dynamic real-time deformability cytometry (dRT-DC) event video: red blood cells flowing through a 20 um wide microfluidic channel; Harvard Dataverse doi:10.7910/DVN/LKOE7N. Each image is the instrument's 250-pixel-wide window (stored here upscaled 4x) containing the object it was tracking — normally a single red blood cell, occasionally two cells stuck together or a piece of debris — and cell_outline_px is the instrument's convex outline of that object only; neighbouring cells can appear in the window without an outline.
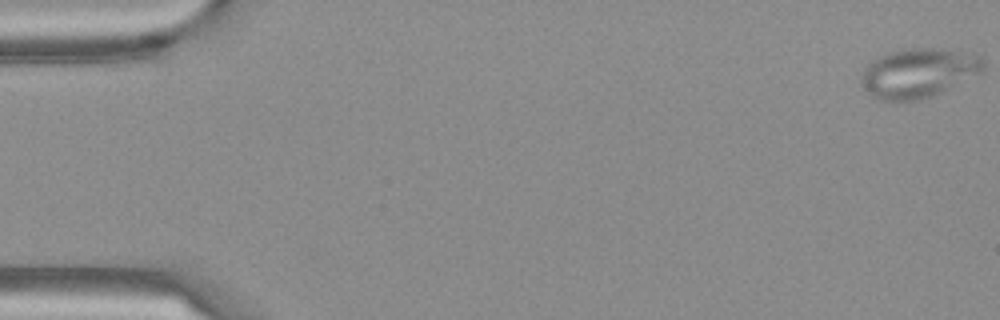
{"species": "Egyptian fruit bat (a non-hibernating species)", "species_latin": "Rousettus aegyptiacus", "temperature_condition": "warm", "stored_images_in_passage": 53, "camera_frame_rate_fps": 3000, "um_per_image_px": 0.085, "frame": {"image": 1, "passage_image": 1, "time_ms": 0.0, "image_size_px": [1000, 320], "cell_outline_px": [[984, 72], [932, 96], [916, 100], [876, 100], [860, 84], [860, 80], [864, 68], [872, 60], [888, 52], [912, 48], [932, 48], [980, 56], [984, 60]], "centroid_in_image_um": [78.04, 6.21], "position_along_channel_um": 7.0, "area_um2": 34.8}}
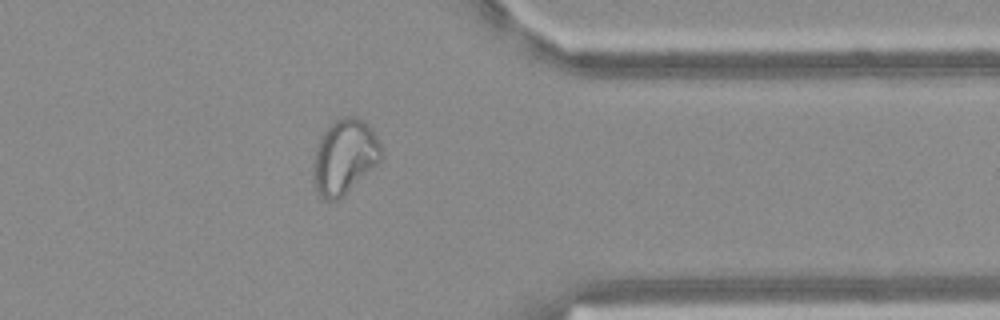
{"frame": {"image": 2, "passage_image": 43, "time_ms": 14.0, "image_size_px": [1000, 320], "cell_outline_px": [[384, 152], [380, 160], [340, 200], [324, 200], [316, 192], [312, 172], [312, 164], [316, 148], [324, 132], [336, 120], [344, 116], [356, 116], [364, 120], [372, 128]], "centroid_in_image_um": [29.28, 13.34], "position_along_channel_um": 382.1, "area_um2": 29.71}}